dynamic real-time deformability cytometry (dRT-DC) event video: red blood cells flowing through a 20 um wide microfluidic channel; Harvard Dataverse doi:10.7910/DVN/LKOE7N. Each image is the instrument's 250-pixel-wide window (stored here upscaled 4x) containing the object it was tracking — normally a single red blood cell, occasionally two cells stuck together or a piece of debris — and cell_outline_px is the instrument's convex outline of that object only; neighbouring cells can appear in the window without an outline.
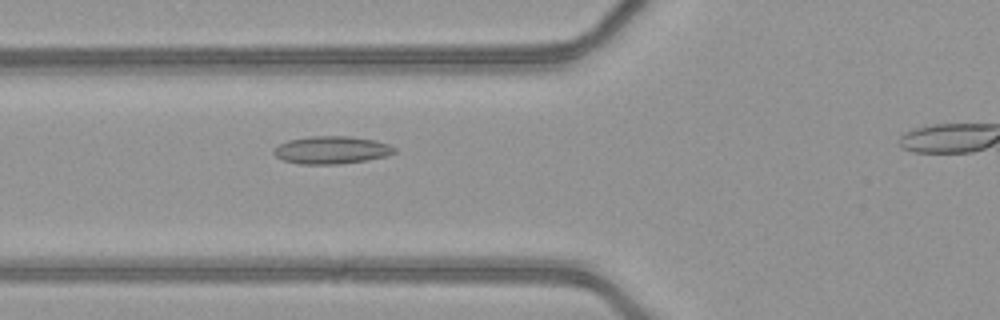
{"species": "common noctule bat (a hibernating species)", "species_latin": "Nyctalus noctula", "temperature_condition": "warm", "stored_images_in_passage": 38, "camera_frame_rate_fps": 3000, "um_per_image_px": 0.085, "animal": {"sex": "female", "body_mass_g": 21.9}, "frame": {"image": 1, "passage_image": 13, "time_ms": 4.0, "image_size_px": [1000, 320], "cell_outline_px": [[396, 152], [388, 156], [368, 160], [340, 164], [300, 164], [284, 160], [276, 156], [272, 152], [272, 148], [288, 140], [312, 136], [348, 136], [376, 140], [388, 144], [396, 148]], "centroid_in_image_um": [28.2, 12.75], "position_along_channel_um": 97.6, "area_um2": 19.59}}
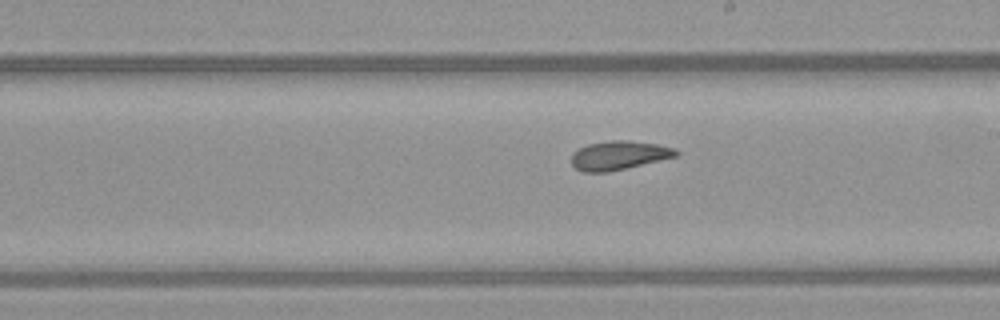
{"frame": {"image": 2, "passage_image": 23, "time_ms": 7.333, "image_size_px": [1000, 320], "cell_outline_px": [[680, 152], [676, 156], [628, 168], [608, 172], [584, 172], [576, 168], [572, 164], [572, 152], [588, 144], [612, 140], [628, 140], [656, 144], [676, 148]], "centroid_in_image_um": [52.62, 13.2], "position_along_channel_um": 236.4, "area_um2": 17.57}}
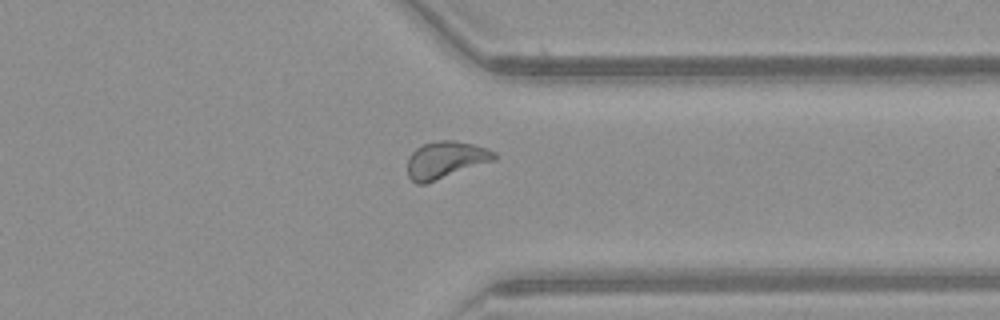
{"frame": {"image": 3, "passage_image": 33, "time_ms": 10.667, "image_size_px": [1000, 320], "cell_outline_px": [[496, 160], [424, 184], [416, 184], [408, 176], [408, 156], [416, 148], [424, 144], [440, 140], [452, 140], [472, 144], [488, 148], [496, 152]], "centroid_in_image_um": [37.88, 13.58], "position_along_channel_um": 373.5, "area_um2": 18.67}}